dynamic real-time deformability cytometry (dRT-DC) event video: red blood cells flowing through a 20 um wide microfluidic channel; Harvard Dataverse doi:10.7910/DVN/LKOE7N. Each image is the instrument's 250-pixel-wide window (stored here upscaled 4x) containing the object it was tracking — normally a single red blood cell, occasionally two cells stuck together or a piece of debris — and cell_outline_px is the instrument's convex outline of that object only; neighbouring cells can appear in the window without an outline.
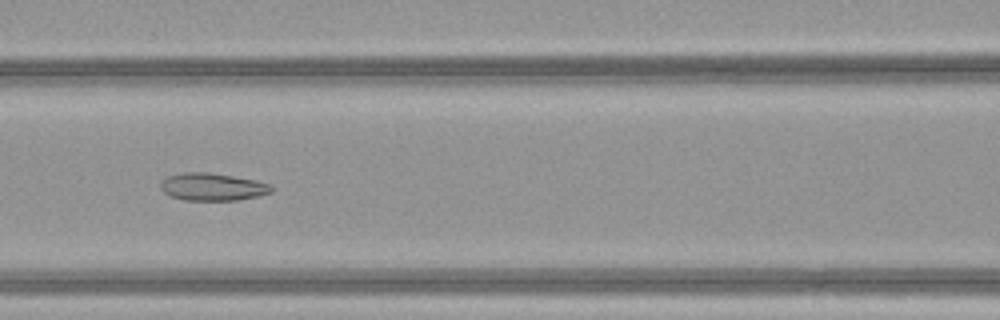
{"species": "common noctule bat (a hibernating species)", "species_latin": "Nyctalus noctula", "temperature_condition": "warm", "stored_images_in_passage": 38, "camera_frame_rate_fps": 3000, "um_per_image_px": 0.085, "animal": {"sex": "female", "body_mass_g": 21.9}, "frame": {"image": 1, "passage_image": 11, "time_ms": 3.333, "image_size_px": [1000, 320], "cell_outline_px": [[272, 192], [260, 196], [236, 200], [184, 200], [172, 196], [164, 192], [160, 188], [160, 180], [168, 176], [184, 172], [208, 172], [256, 180], [268, 184], [272, 188]], "centroid_in_image_um": [18.04, 15.88], "position_along_channel_um": 148.6, "area_um2": 17.74}}
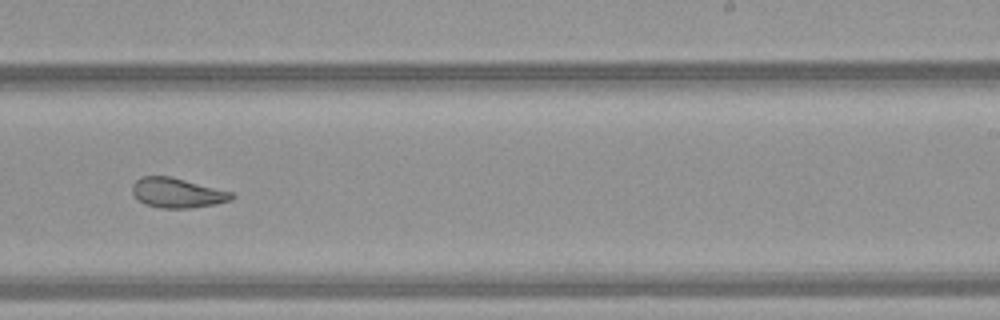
{"frame": {"image": 2, "passage_image": 20, "time_ms": 6.333, "image_size_px": [1000, 320], "cell_outline_px": [[236, 196], [232, 200], [216, 204], [192, 208], [160, 208], [144, 204], [132, 192], [132, 184], [140, 176], [172, 176], [232, 192]], "centroid_in_image_um": [15.08, 16.39], "position_along_channel_um": 273.9, "area_um2": 17.4}}
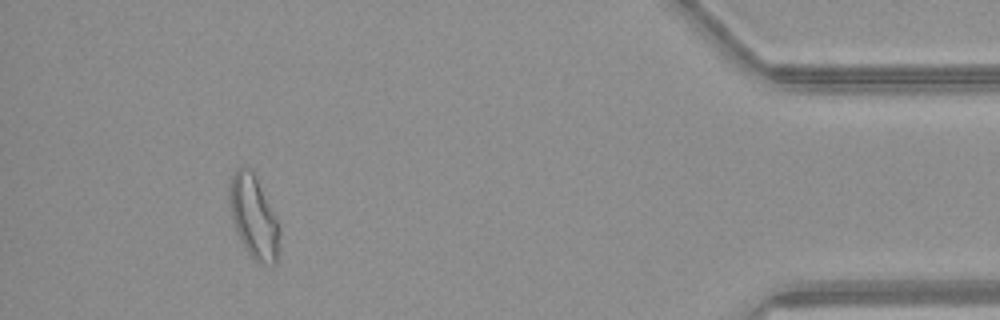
{"frame": {"image": 3, "passage_image": 34, "time_ms": 11.0, "image_size_px": [1000, 320], "cell_outline_px": [[280, 248], [276, 264], [272, 268], [256, 264], [248, 252], [232, 220], [228, 200], [228, 184], [236, 168], [244, 164], [252, 172], [280, 228]], "centroid_in_image_um": [21.56, 18.52], "position_along_channel_um": 413.6, "area_um2": 24.16}, "authors_computed_cell_mechanics": {"area_um2": 19.2474, "velocity_mm_per_s": 4.1885, "shape_relaxation_time_tau1_ms": null, "shape_relaxation_time_tau2_ms": 2.2077, "deformation_change_tau1": null, "deformation_change_tau2": 0.1013}}